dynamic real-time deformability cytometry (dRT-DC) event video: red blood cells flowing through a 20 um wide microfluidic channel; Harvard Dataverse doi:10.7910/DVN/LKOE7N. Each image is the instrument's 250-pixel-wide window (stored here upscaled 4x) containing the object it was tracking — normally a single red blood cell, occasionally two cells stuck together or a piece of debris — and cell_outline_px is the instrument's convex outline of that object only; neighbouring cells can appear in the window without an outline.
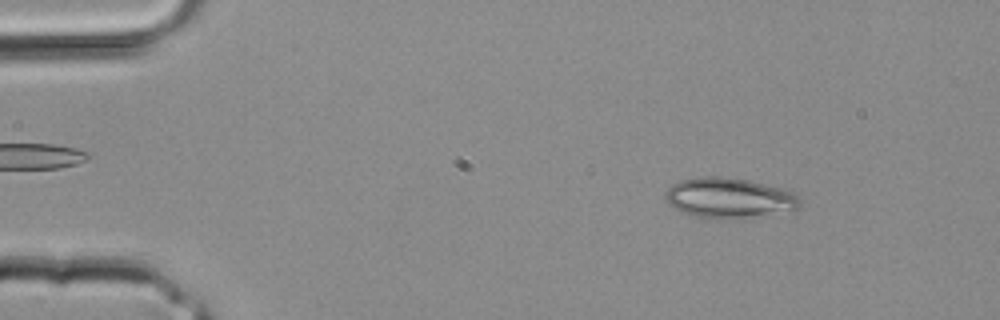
{"species": "common noctule bat (a hibernating species)", "species_latin": "Nyctalus noctula", "temperature_condition": "room temperature", "stored_images_in_passage": 3, "camera_frame_rate_fps": 3000, "um_per_image_px": 0.085, "animal": {"sex": "male", "body_mass_g": 20.4}, "frame": {"image": 1, "passage_image": 1, "time_ms": 0.0, "image_size_px": [1000, 320], "cell_outline_px": [[800, 208], [740, 220], [724, 220], [692, 216], [672, 208], [664, 200], [664, 192], [672, 184], [680, 180], [704, 176], [724, 176], [748, 180], [780, 188], [792, 192], [800, 196]], "centroid_in_image_um": [61.92, 16.85], "position_along_channel_um": 23.1, "area_um2": 32.25}}